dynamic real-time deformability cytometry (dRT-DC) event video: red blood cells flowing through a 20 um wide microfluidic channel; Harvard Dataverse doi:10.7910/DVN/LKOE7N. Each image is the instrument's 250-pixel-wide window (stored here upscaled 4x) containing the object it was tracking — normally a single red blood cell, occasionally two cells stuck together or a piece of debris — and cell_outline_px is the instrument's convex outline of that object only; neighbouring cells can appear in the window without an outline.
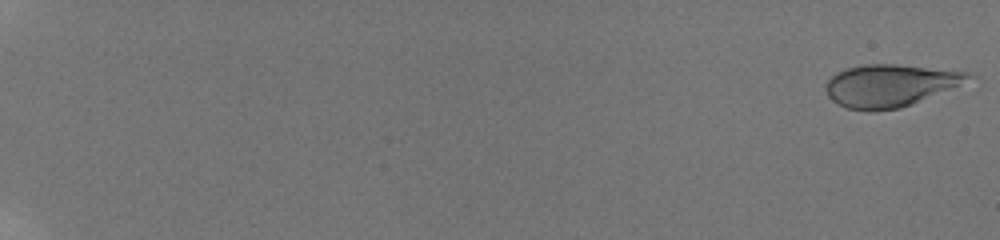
{"species": "human", "species_latin": "Homo sapiens", "temperature_condition": "room temperature", "stored_images_in_passage": 58, "camera_frame_rate_fps": 3000, "um_per_image_px": 0.085, "donor": {"sex": "male"}, "frame": {"image": 1, "passage_image": 1, "time_ms": 0.0, "image_size_px": [1000, 240], "cell_outline_px": [[976, 76], [960, 84], [912, 104], [900, 108], [868, 112], [848, 108], [832, 100], [828, 96], [824, 88], [824, 84], [836, 72], [848, 68], [864, 64], [896, 64], [968, 72]], "centroid_in_image_um": [75.6, 7.27], "position_along_channel_um": 9.4, "area_um2": 34.97}}
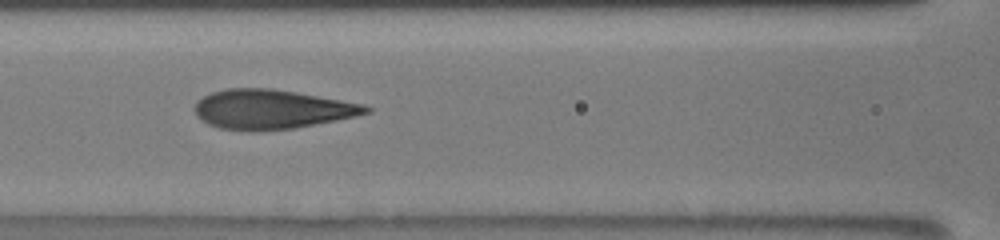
{"frame": {"image": 2, "passage_image": 31, "time_ms": 10.0, "image_size_px": [1000, 240], "cell_outline_px": [[372, 108], [368, 112], [336, 120], [292, 128], [256, 132], [252, 132], [220, 128], [208, 124], [196, 116], [192, 108], [196, 100], [212, 92], [228, 88], [272, 88], [296, 92], [364, 104]], "centroid_in_image_um": [23.0, 9.29], "position_along_channel_um": 143.6, "area_um2": 39.3}}
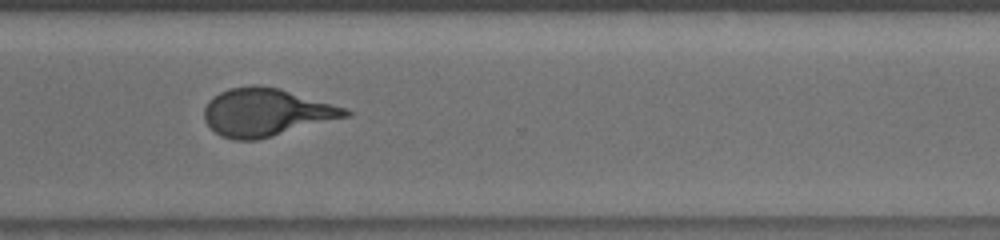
{"frame": {"image": 3, "passage_image": 47, "time_ms": 15.333, "image_size_px": [1000, 240], "cell_outline_px": [[352, 116], [256, 140], [232, 140], [220, 136], [204, 120], [204, 108], [208, 100], [212, 96], [228, 88], [252, 84], [260, 84], [280, 88], [332, 104], [344, 108], [352, 112]], "centroid_in_image_um": [22.6, 9.54], "position_along_channel_um": 348.0, "area_um2": 39.54}, "authors_computed_cell_mechanics": {"area_um2": 38.0324, "velocity_mm_per_s": 3.8402, "shape_relaxation_time_tau1_ms": 4.4013, "shape_relaxation_time_tau2_ms": null, "deformation_change_tau1": 0.2021, "deformation_change_tau2": null}}